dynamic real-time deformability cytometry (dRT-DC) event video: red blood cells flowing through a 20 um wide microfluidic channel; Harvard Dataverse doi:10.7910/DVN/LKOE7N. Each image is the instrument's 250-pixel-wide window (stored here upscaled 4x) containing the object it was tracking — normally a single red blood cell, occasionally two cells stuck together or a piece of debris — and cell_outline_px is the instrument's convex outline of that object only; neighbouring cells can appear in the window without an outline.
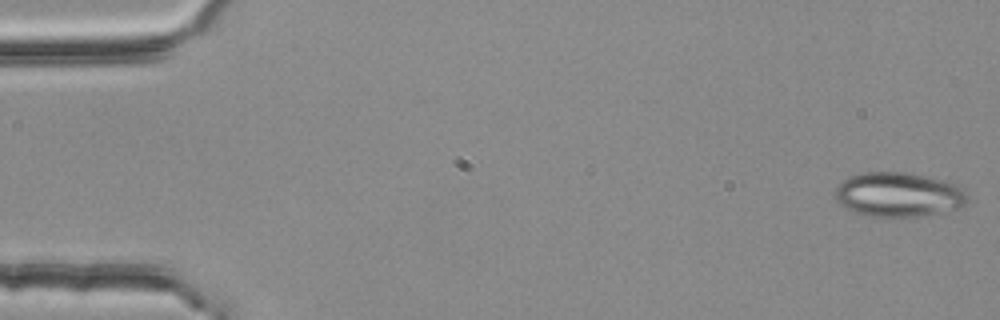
{"species": "common noctule bat (a hibernating species)", "species_latin": "Nyctalus noctula", "temperature_condition": "room temperature", "stored_images_in_passage": 55, "segment_of_instrument_passage": [1, 2], "camera_frame_rate_fps": 3000, "um_per_image_px": 0.085, "animal": {"sex": "female", "body_mass_g": 25.1}, "frame": {"image": 1, "passage_image": 1, "time_ms": 0.0, "image_size_px": [1000, 320], "cell_outline_px": [[968, 200], [960, 208], [920, 216], [872, 216], [856, 212], [844, 208], [836, 200], [836, 188], [848, 176], [864, 172], [908, 172], [956, 184], [964, 188], [968, 192]], "centroid_in_image_um": [76.4, 16.53], "position_along_channel_um": 8.6, "area_um2": 34.16}}
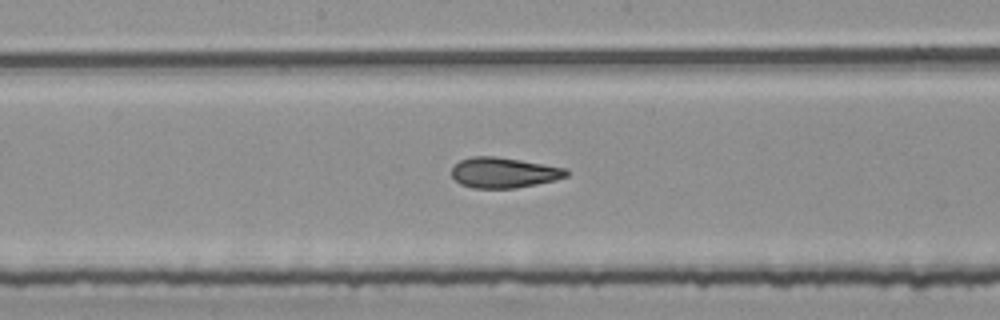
{"frame": {"image": 2, "passage_image": 28, "time_ms": 9.0, "image_size_px": [1000, 320], "cell_outline_px": [[568, 176], [556, 180], [516, 188], [472, 188], [460, 184], [452, 176], [452, 168], [460, 160], [472, 156], [496, 156], [568, 168]], "centroid_in_image_um": [42.84, 14.67], "position_along_channel_um": 205.4, "area_um2": 20.4}}
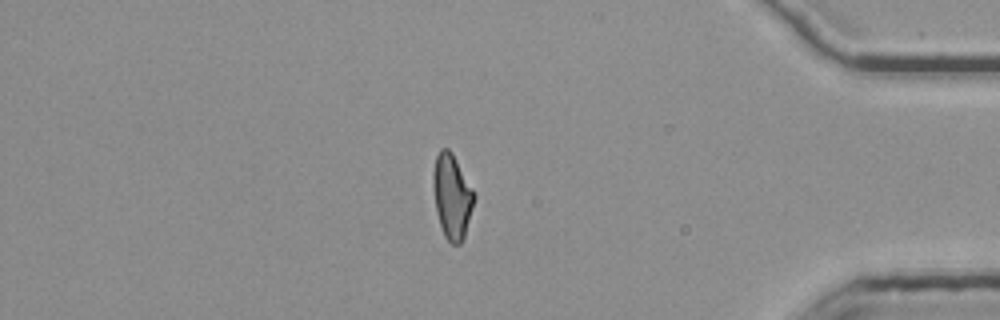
{"frame": {"image": 3, "passage_image": 46, "time_ms": 15.0, "image_size_px": [1000, 320], "cell_outline_px": [[476, 196], [464, 240], [460, 244], [452, 244], [444, 236], [436, 212], [432, 184], [432, 176], [436, 156], [440, 148], [448, 148], [452, 152], [472, 188]], "centroid_in_image_um": [38.42, 16.7], "position_along_channel_um": 396.8, "area_um2": 20.35}}